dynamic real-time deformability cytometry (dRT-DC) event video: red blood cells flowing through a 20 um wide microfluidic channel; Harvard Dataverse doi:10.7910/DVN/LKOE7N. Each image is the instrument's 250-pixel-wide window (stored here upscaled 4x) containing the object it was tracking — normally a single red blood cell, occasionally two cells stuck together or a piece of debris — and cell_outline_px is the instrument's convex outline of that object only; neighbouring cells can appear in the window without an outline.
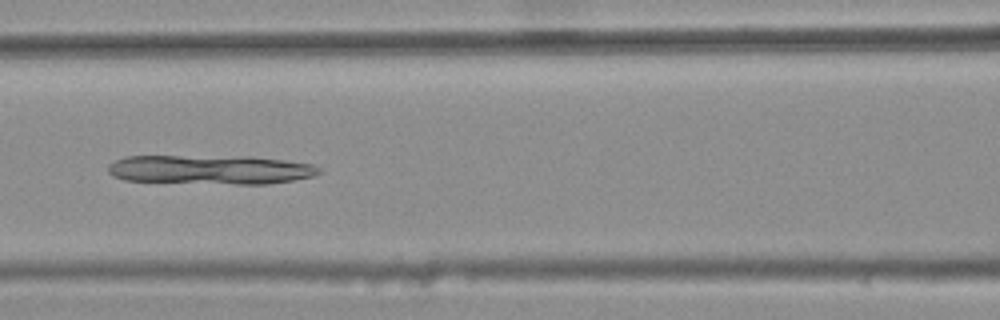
{"species": "common noctule bat (a hibernating species)", "species_latin": "Nyctalus noctula", "temperature_condition": "warm", "stored_images_in_passage": 5, "camera_frame_rate_fps": 3000, "um_per_image_px": 0.085, "animal": {"sex": "female", "body_mass_g": 25.1}, "frame": {"image": 1, "passage_image": 5, "time_ms": 1.333, "image_size_px": [1000, 320], "cell_outline_px": [[320, 172], [312, 176], [292, 180], [268, 184], [236, 184], [124, 180], [112, 176], [108, 172], [108, 164], [124, 156], [252, 156], [284, 160], [312, 164], [320, 168]], "centroid_in_image_um": [17.86, 14.41], "position_along_channel_um": 148.7, "area_um2": 35.95}}